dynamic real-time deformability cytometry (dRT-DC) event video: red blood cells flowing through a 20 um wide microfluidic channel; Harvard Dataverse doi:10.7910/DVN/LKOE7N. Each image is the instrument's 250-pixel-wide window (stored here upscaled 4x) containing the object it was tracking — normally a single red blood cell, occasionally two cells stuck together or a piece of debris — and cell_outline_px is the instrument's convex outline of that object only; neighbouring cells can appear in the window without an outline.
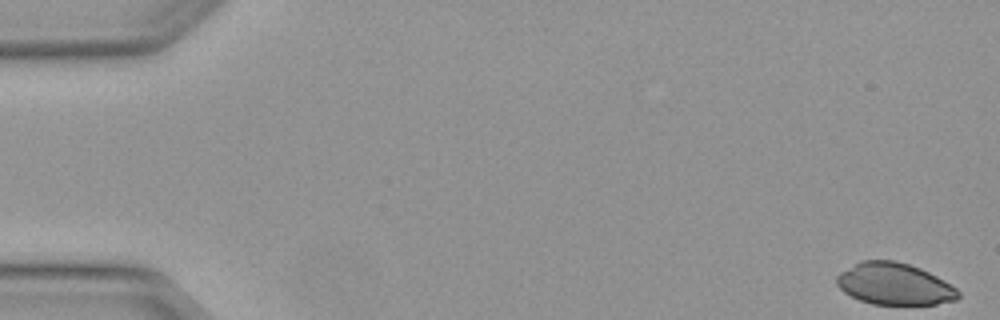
{"species": "Egyptian fruit bat (a non-hibernating species)", "species_latin": "Rousettus aegyptiacus", "temperature_condition": "warm", "stored_images_in_passage": 4, "camera_frame_rate_fps": 3000, "um_per_image_px": 0.085, "animal": {"sex": "female"}, "frame": {"image": 1, "passage_image": 1, "time_ms": 0.0, "image_size_px": [1000, 320], "cell_outline_px": [[960, 296], [956, 300], [936, 304], [872, 304], [860, 300], [844, 292], [836, 284], [836, 276], [840, 272], [860, 260], [896, 260], [920, 268], [944, 280], [956, 288], [960, 292]], "centroid_in_image_um": [76.01, 24.13], "position_along_channel_um": 9.0, "area_um2": 29.59}}
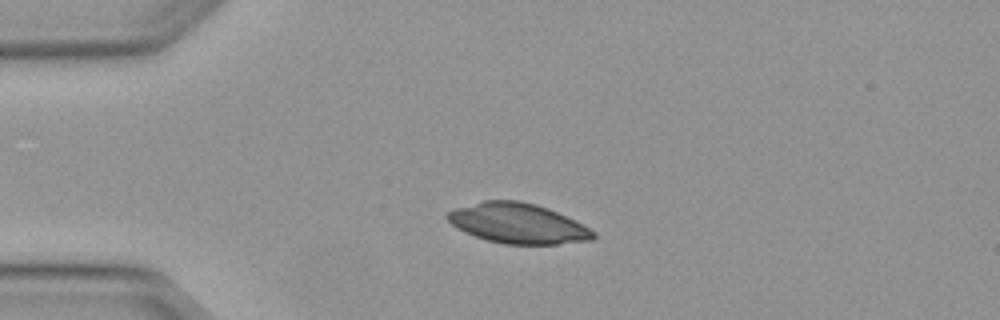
{"frame": {"image": 2, "passage_image": 4, "time_ms": 1.0, "image_size_px": [1000, 320], "cell_outline_px": [[596, 236], [592, 240], [556, 244], [504, 244], [488, 240], [464, 232], [456, 228], [444, 216], [448, 212], [456, 208], [484, 200], [520, 200], [536, 204], [548, 208], [596, 232]], "centroid_in_image_um": [43.99, 18.98], "position_along_channel_um": 41.0, "area_um2": 33.81}}